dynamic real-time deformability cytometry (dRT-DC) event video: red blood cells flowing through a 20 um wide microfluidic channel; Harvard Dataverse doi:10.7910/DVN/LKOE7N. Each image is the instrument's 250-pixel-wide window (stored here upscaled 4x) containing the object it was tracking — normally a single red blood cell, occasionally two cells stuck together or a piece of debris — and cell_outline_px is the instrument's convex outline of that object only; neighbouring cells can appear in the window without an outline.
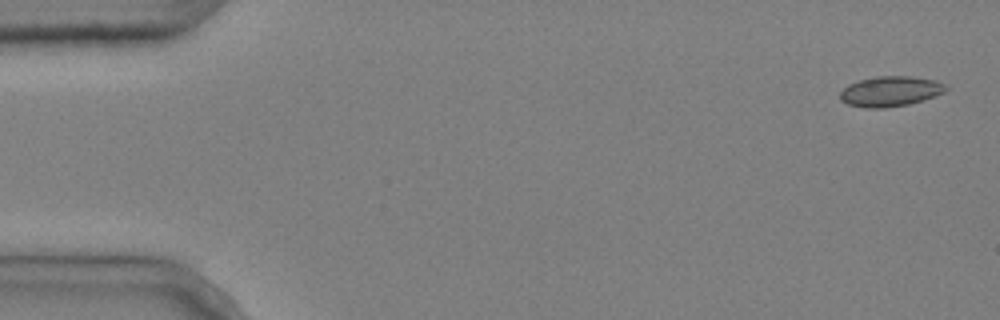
{"species": "common noctule bat (a hibernating species)", "species_latin": "Nyctalus noctula", "temperature_condition": "cold", "stored_images_in_passage": 4, "camera_frame_rate_fps": 3000, "um_per_image_px": 0.085, "animal": {"sex": "male", "body_mass_g": 20.4}, "frame": {"image": 1, "passage_image": 1, "time_ms": 0.0, "image_size_px": [1000, 320], "cell_outline_px": [[948, 88], [944, 92], [936, 96], [908, 104], [884, 108], [864, 108], [848, 104], [840, 100], [840, 92], [848, 84], [860, 80], [876, 76], [912, 76], [936, 80], [944, 84]], "centroid_in_image_um": [75.68, 7.76], "position_along_channel_um": 9.3, "area_um2": 18.67}}
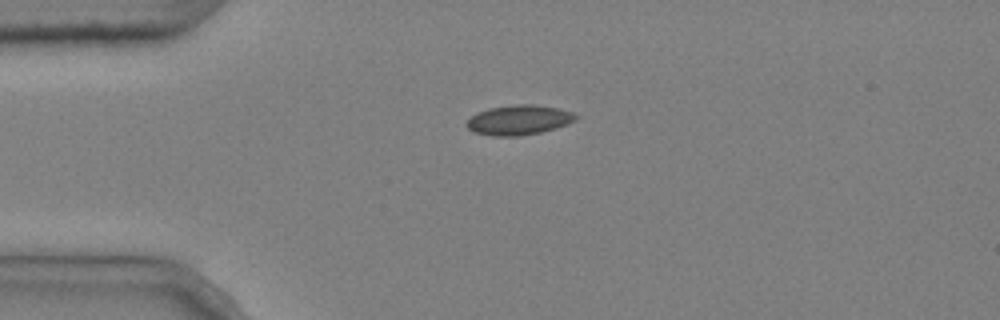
{"frame": {"image": 2, "passage_image": 4, "time_ms": 1.0, "image_size_px": [1000, 320], "cell_outline_px": [[580, 116], [576, 120], [568, 124], [556, 128], [540, 132], [520, 136], [492, 136], [476, 132], [468, 128], [464, 124], [472, 116], [488, 108], [512, 104], [532, 104], [560, 108], [572, 112]], "centroid_in_image_um": [44.15, 10.19], "position_along_channel_um": 40.9, "area_um2": 19.07}}